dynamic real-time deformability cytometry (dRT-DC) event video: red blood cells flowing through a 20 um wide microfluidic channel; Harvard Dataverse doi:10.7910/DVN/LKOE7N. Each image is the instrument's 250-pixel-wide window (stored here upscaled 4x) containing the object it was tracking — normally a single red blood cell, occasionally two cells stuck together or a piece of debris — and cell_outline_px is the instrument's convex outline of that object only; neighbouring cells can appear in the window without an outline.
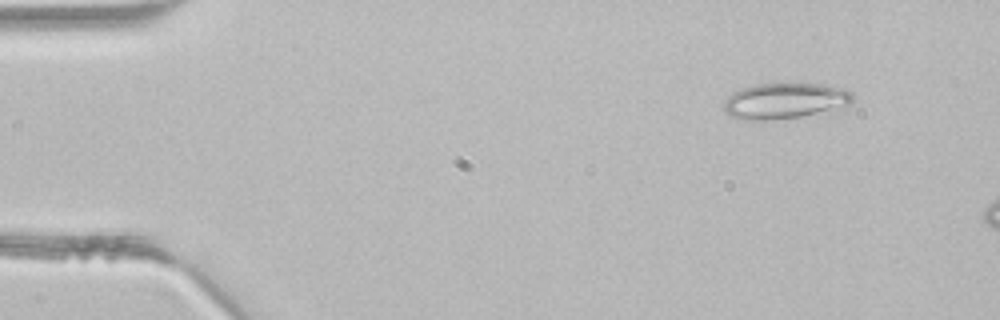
{"species": "common noctule bat (a hibernating species)", "species_latin": "Nyctalus noctula", "temperature_condition": "room temperature", "stored_images_in_passage": 3, "camera_frame_rate_fps": 3000, "um_per_image_px": 0.085, "animal": {"sex": "male", "body_mass_g": 21.5, "forearm_length_mm": 52.0}, "frame": {"image": 1, "passage_image": 1, "time_ms": 0.0, "image_size_px": [1000, 320], "cell_outline_px": [[852, 100], [848, 104], [800, 116], [764, 120], [744, 120], [728, 116], [724, 112], [724, 104], [728, 96], [732, 92], [740, 88], [756, 84], [820, 84], [840, 88], [852, 92]], "centroid_in_image_um": [66.59, 8.56], "position_along_channel_um": 18.4, "area_um2": 26.24}}